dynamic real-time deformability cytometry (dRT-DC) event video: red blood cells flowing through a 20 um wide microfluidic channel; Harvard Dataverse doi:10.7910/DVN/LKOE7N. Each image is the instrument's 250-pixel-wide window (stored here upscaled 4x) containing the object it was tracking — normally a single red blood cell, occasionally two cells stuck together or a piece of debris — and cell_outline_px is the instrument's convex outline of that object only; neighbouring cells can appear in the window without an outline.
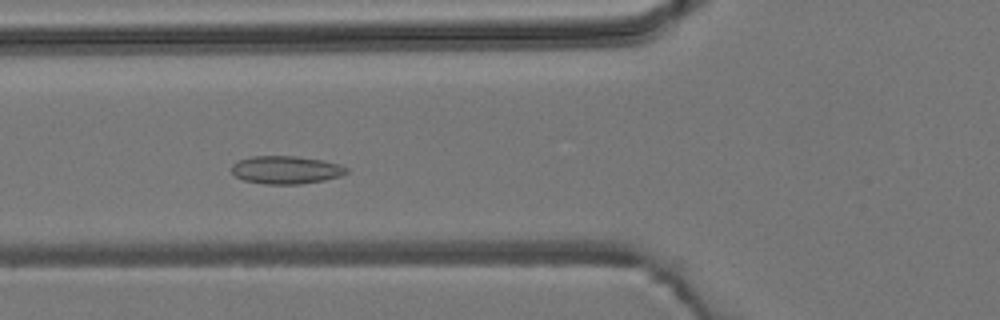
{"species": "common noctule bat (a hibernating species)", "species_latin": "Nyctalus noctula", "temperature_condition": "room temperature", "stored_images_in_passage": 6, "camera_frame_rate_fps": 3000, "um_per_image_px": 0.085, "animal": {"sex": "male", "body_mass_g": 19.2, "forearm_length_mm": 51.8}, "frame": {"image": 1, "passage_image": 4, "time_ms": 3.333, "image_size_px": [1000, 320], "cell_outline_px": [[348, 172], [340, 176], [324, 180], [300, 184], [264, 184], [244, 180], [236, 176], [232, 172], [232, 164], [240, 160], [252, 156], [296, 156], [324, 160], [340, 164], [348, 168]], "centroid_in_image_um": [24.34, 14.43], "position_along_channel_um": 101.5, "area_um2": 18.73}}
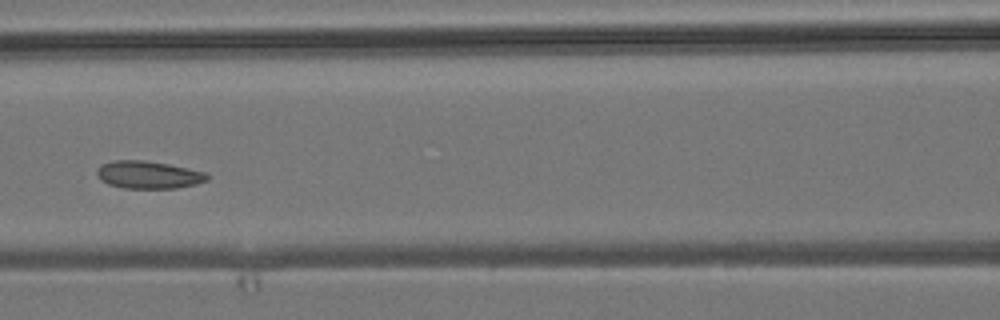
{"frame": {"image": 2, "passage_image": 5, "time_ms": 4.667, "image_size_px": [1000, 320], "cell_outline_px": [[208, 180], [196, 184], [176, 188], [124, 188], [108, 184], [100, 180], [96, 172], [96, 168], [100, 164], [112, 160], [144, 160], [168, 164], [208, 172]], "centroid_in_image_um": [12.59, 14.85], "position_along_channel_um": 154.0, "area_um2": 17.92}}
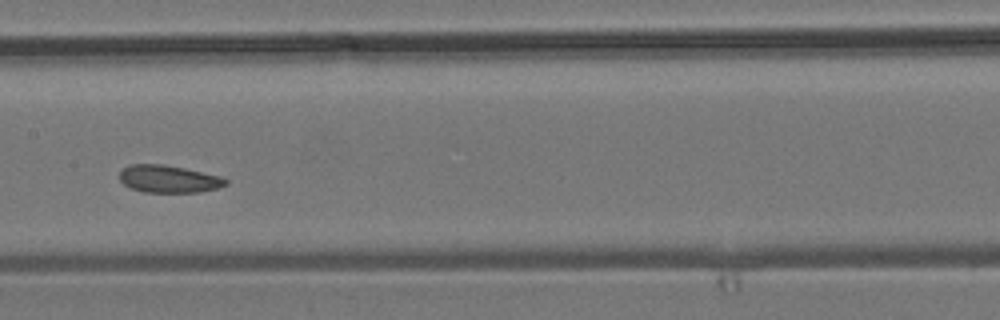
{"frame": {"image": 3, "passage_image": 6, "time_ms": 5.667, "image_size_px": [1000, 320], "cell_outline_px": [[228, 184], [216, 188], [200, 192], [144, 192], [132, 188], [124, 184], [120, 180], [120, 172], [128, 164], [164, 164], [184, 168], [220, 176], [228, 180]], "centroid_in_image_um": [14.34, 15.2], "position_along_channel_um": 193.1, "area_um2": 16.88}}